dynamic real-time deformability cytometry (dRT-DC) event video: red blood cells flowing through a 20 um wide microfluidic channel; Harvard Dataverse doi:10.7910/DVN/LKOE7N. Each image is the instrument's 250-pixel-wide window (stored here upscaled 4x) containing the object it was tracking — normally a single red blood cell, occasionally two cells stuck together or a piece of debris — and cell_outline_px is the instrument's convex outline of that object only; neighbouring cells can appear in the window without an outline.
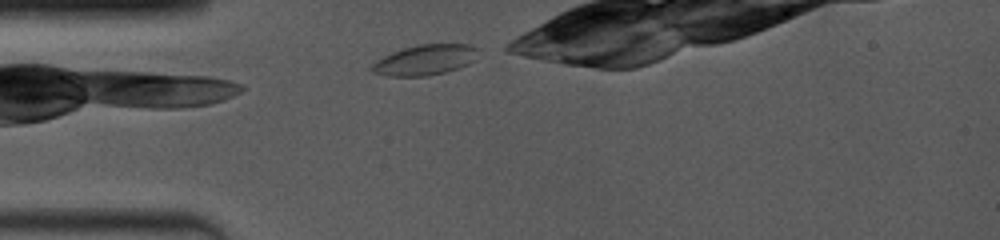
{"species": "common noctule bat (a hibernating species)", "species_latin": "Nyctalus noctula", "temperature_condition": "room temperature", "stored_images_in_passage": 30, "camera_frame_rate_fps": 4000, "um_per_image_px": 0.085, "animal": {"sex": "female", "body_mass_g": 19.0, "forearm_length_mm": 53.3}, "frame": {"image": 1, "passage_image": 1, "time_ms": 0.0, "image_size_px": [1000, 240], "cell_outline_px": [[480, 48], [476, 60], [460, 68], [428, 76], [384, 76], [372, 72], [372, 64], [376, 60], [392, 52], [416, 44], [468, 44]], "centroid_in_image_um": [36.17, 5.09], "position_along_channel_um": 48.8, "area_um2": 19.07}}
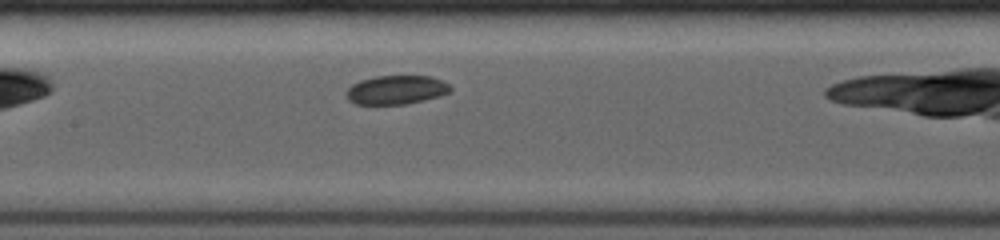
{"frame": {"image": 2, "passage_image": 10, "time_ms": 3.5, "image_size_px": [1000, 240], "cell_outline_px": [[452, 88], [448, 92], [424, 100], [404, 104], [356, 104], [348, 100], [344, 96], [344, 92], [352, 84], [360, 80], [376, 76], [432, 76], [448, 84]], "centroid_in_image_um": [33.61, 7.63], "position_along_channel_um": 173.8, "area_um2": 17.46}}
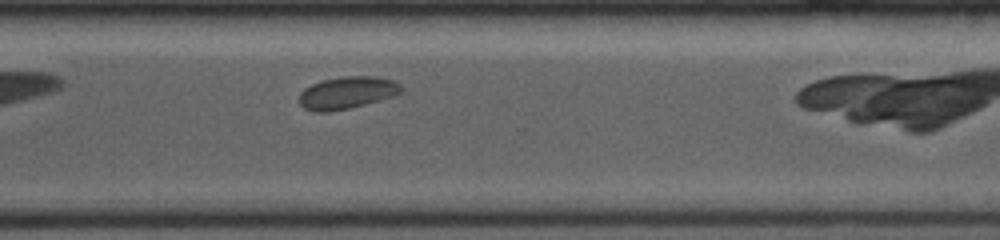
{"frame": {"image": 3, "passage_image": 22, "time_ms": 7.75, "image_size_px": [1000, 240], "cell_outline_px": [[404, 92], [392, 96], [364, 104], [348, 108], [328, 112], [312, 112], [304, 108], [300, 104], [300, 92], [304, 88], [320, 80], [344, 76], [376, 76], [392, 80], [400, 84], [404, 88]], "centroid_in_image_um": [29.49, 7.87], "position_along_channel_um": 341.1, "area_um2": 19.25}}